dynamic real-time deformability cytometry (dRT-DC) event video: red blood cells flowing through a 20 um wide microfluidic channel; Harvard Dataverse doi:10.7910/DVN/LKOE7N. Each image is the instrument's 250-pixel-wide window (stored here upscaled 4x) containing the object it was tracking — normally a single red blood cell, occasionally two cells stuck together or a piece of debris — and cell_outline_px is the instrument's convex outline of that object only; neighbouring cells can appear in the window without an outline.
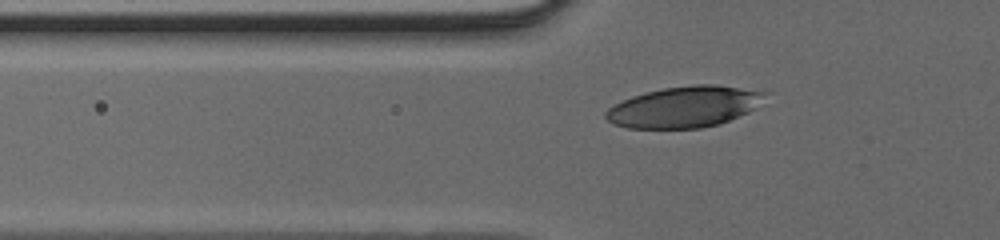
{"species": "human", "species_latin": "Homo sapiens", "temperature_condition": "cold", "stored_images_in_passage": 40, "camera_frame_rate_fps": 3000, "um_per_image_px": 0.085, "donor": {"sex": "male"}, "frame": {"image": 1, "passage_image": 11, "time_ms": 3.333, "image_size_px": [1000, 240], "cell_outline_px": [[768, 92], [756, 108], [748, 112], [720, 124], [700, 128], [628, 128], [612, 124], [604, 116], [604, 112], [608, 108], [632, 96], [664, 88], [696, 84], [716, 84]], "centroid_in_image_um": [58.18, 9.08], "position_along_channel_um": 67.6, "area_um2": 37.97}}
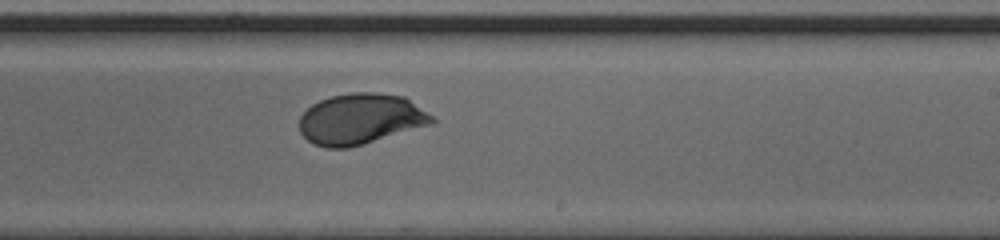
{"frame": {"image": 2, "passage_image": 24, "time_ms": 7.667, "image_size_px": [1000, 240], "cell_outline_px": [[436, 120], [432, 124], [364, 144], [348, 148], [324, 148], [312, 144], [300, 132], [300, 116], [312, 104], [320, 100], [332, 96], [352, 92], [376, 92], [404, 96], [432, 116]], "centroid_in_image_um": [30.63, 10.12], "position_along_channel_um": 258.4, "area_um2": 39.19}}
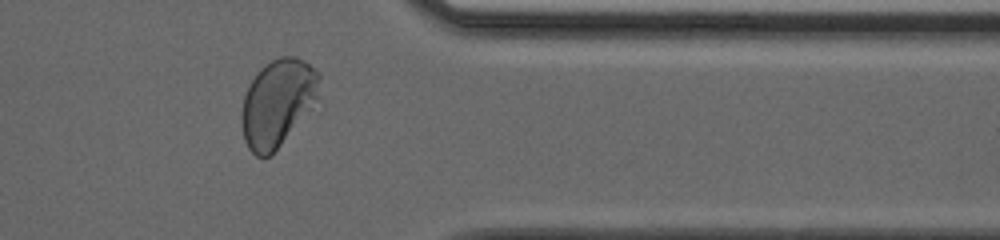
{"frame": {"image": 3, "passage_image": 33, "time_ms": 10.667, "image_size_px": [1000, 240], "cell_outline_px": [[320, 76], [316, 96], [280, 144], [264, 160], [256, 156], [248, 148], [244, 140], [244, 96], [256, 72], [260, 68], [272, 60], [280, 56], [296, 56], [304, 60], [316, 68], [320, 72]], "centroid_in_image_um": [23.57, 8.67], "position_along_channel_um": 387.8, "area_um2": 37.74}}